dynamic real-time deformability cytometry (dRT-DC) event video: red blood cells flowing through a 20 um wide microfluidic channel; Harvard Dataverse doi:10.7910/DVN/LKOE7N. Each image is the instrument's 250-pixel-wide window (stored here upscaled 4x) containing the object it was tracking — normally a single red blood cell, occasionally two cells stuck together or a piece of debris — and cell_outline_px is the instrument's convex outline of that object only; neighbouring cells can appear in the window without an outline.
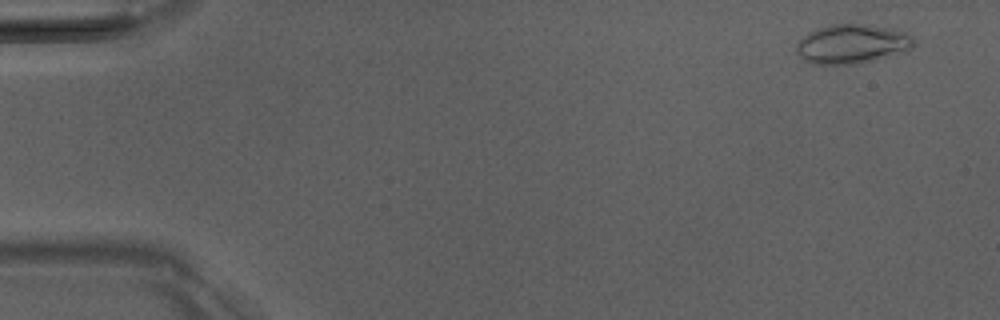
{"species": "Egyptian fruit bat (a non-hibernating species)", "species_latin": "Rousettus aegyptiacus", "temperature_condition": "room temperature", "stored_images_in_passage": 49, "camera_frame_rate_fps": 3000, "um_per_image_px": 0.085, "animal": {"sex": "male"}, "frame": {"image": 1, "passage_image": 1, "time_ms": 0.0, "image_size_px": [1000, 320], "cell_outline_px": [[916, 44], [912, 48], [900, 52], [872, 60], [856, 64], [812, 64], [804, 60], [800, 56], [796, 48], [796, 44], [808, 32], [816, 28], [832, 24], [860, 24], [896, 28], [908, 32], [916, 40]], "centroid_in_image_um": [72.45, 3.72], "position_along_channel_um": 12.6, "area_um2": 26.93}}
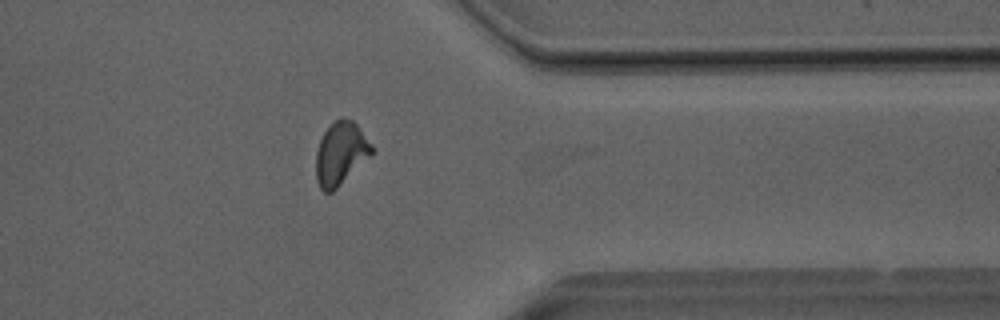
{"frame": {"image": 2, "passage_image": 39, "time_ms": 12.667, "image_size_px": [1000, 320], "cell_outline_px": [[376, 152], [332, 192], [324, 192], [320, 188], [316, 180], [316, 152], [320, 140], [324, 132], [340, 116], [344, 116], [352, 120], [356, 124], [376, 148]], "centroid_in_image_um": [29.0, 13.04], "position_along_channel_um": 382.4, "area_um2": 20.75}}
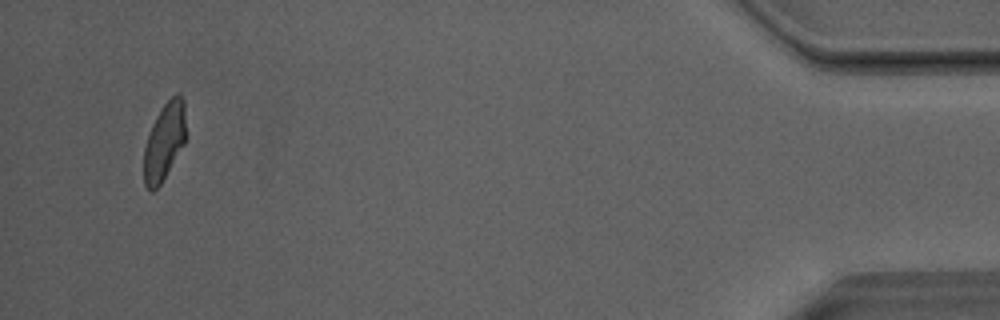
{"frame": {"image": 3, "passage_image": 47, "time_ms": 15.333, "image_size_px": [1000, 320], "cell_outline_px": [[184, 144], [160, 184], [152, 192], [148, 192], [144, 184], [144, 148], [152, 124], [156, 116], [164, 104], [176, 92], [184, 100]], "centroid_in_image_um": [13.94, 12.05], "position_along_channel_um": 421.3, "area_um2": 18.55}, "authors_computed_cell_mechanics": {"area_um2": 20.6924, "velocity_mm_per_s": 4.0496, "shape_relaxation_time_tau1_ms": 6.3249, "shape_relaxation_time_tau2_ms": 1.6816, "deformation_change_tau1": 0.1638, "deformation_change_tau2": 0.0871}}